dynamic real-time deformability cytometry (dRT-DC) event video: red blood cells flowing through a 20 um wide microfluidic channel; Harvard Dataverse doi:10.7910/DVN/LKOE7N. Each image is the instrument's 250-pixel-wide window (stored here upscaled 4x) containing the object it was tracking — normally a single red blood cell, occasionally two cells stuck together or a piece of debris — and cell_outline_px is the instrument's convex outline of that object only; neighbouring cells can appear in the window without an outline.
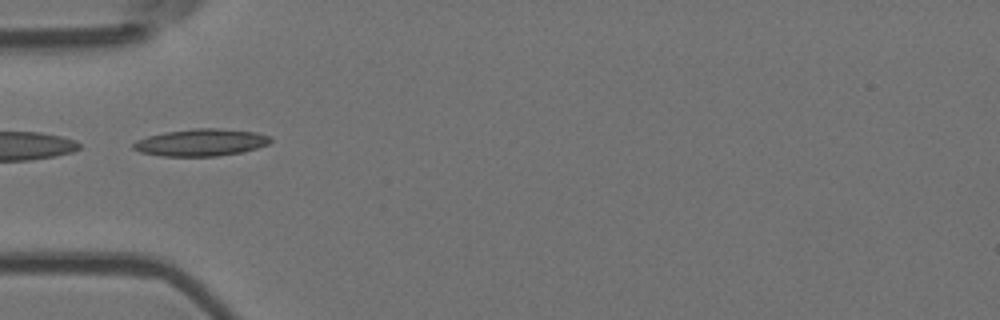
{"species": "Egyptian fruit bat (a non-hibernating species)", "species_latin": "Rousettus aegyptiacus", "temperature_condition": "room temperature", "stored_images_in_passage": 6, "camera_frame_rate_fps": 3000, "um_per_image_px": 0.085, "animal": {"sex": "female"}, "frame": {"image": 1, "passage_image": 4, "time_ms": 1.0, "image_size_px": [1000, 320], "cell_outline_px": [[272, 140], [268, 144], [244, 152], [216, 156], [164, 156], [140, 152], [132, 148], [132, 144], [136, 140], [148, 136], [164, 132], [196, 128], [220, 128], [256, 132], [272, 136]], "centroid_in_image_um": [17.1, 12.1], "position_along_channel_um": 67.9, "area_um2": 21.79}}
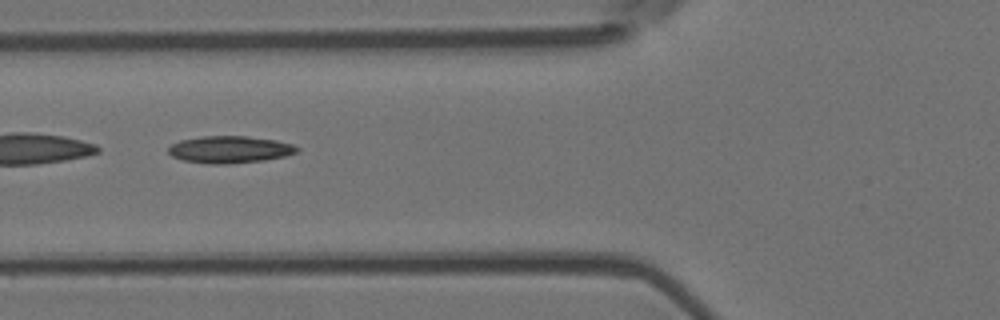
{"frame": {"image": 2, "passage_image": 5, "time_ms": 1.333, "image_size_px": [1000, 320], "cell_outline_px": [[300, 148], [296, 152], [284, 156], [264, 160], [228, 164], [208, 164], [184, 160], [172, 156], [168, 152], [168, 148], [172, 144], [180, 140], [204, 136], [248, 136], [276, 140], [292, 144]], "centroid_in_image_um": [19.52, 12.71], "position_along_channel_um": 106.3, "area_um2": 20.23}}
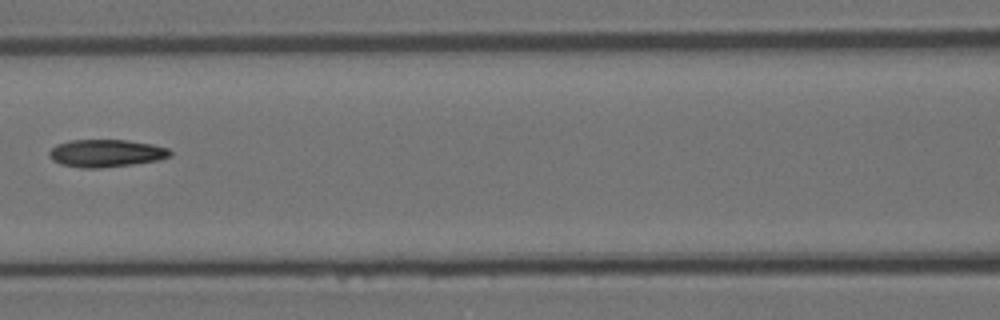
{"frame": {"image": 3, "passage_image": 6, "time_ms": 1.667, "image_size_px": [1000, 320], "cell_outline_px": [[172, 156], [160, 160], [132, 164], [100, 168], [80, 168], [60, 164], [52, 160], [48, 156], [48, 152], [56, 144], [68, 140], [128, 140], [152, 144], [168, 148], [172, 152]], "centroid_in_image_um": [9.01, 13.02], "position_along_channel_um": 157.6, "area_um2": 19.65}}